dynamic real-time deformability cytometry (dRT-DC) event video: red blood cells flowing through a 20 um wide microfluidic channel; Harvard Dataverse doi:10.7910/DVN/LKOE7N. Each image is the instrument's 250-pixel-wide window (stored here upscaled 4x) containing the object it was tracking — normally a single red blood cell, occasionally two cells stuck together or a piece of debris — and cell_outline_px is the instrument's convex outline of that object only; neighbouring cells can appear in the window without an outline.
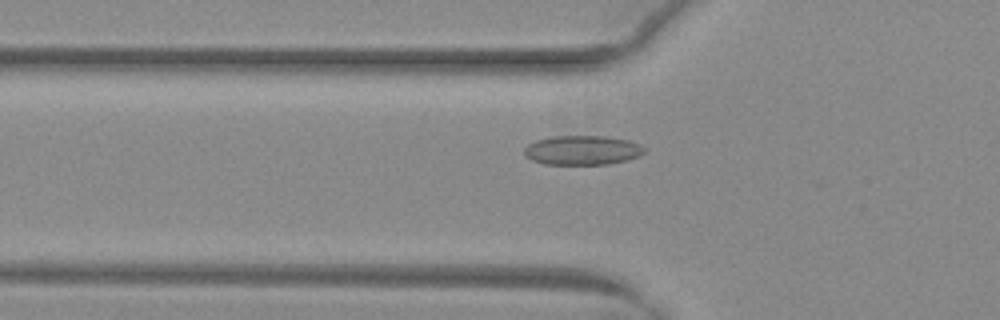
{"species": "common noctule bat (a hibernating species)", "species_latin": "Nyctalus noctula", "temperature_condition": "warm", "stored_images_in_passage": 8, "camera_frame_rate_fps": 3000, "um_per_image_px": 0.085, "animal": {"sex": "female", "body_mass_g": 29.2, "forearm_length_mm": 56.3}, "frame": {"image": 1, "passage_image": 3, "time_ms": 0.667, "image_size_px": [1000, 320], "cell_outline_px": [[644, 152], [640, 156], [628, 160], [608, 164], [544, 164], [532, 160], [524, 156], [524, 148], [528, 144], [536, 140], [552, 136], [604, 136], [628, 140], [640, 144], [644, 148]], "centroid_in_image_um": [49.49, 12.77], "position_along_channel_um": 76.3, "area_um2": 20.63}}
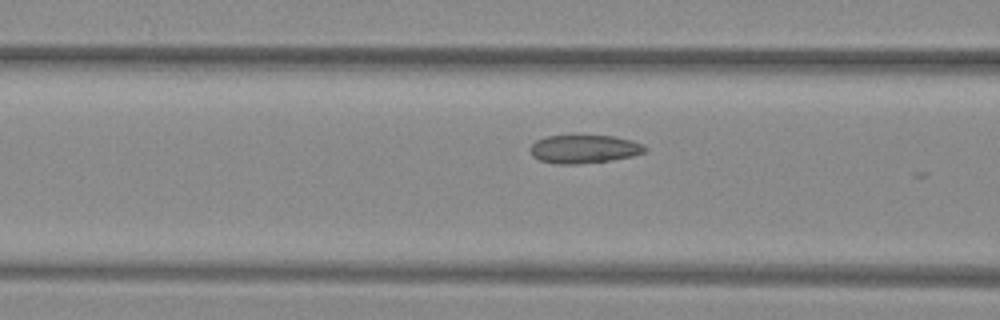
{"frame": {"image": 2, "passage_image": 6, "time_ms": 1.667, "image_size_px": [1000, 320], "cell_outline_px": [[648, 148], [644, 152], [632, 156], [608, 160], [576, 164], [556, 164], [540, 160], [532, 156], [528, 148], [536, 140], [548, 136], [572, 132], [616, 136], [632, 140], [644, 144]], "centroid_in_image_um": [49.62, 12.6], "position_along_channel_um": 117.0, "area_um2": 19.88}}